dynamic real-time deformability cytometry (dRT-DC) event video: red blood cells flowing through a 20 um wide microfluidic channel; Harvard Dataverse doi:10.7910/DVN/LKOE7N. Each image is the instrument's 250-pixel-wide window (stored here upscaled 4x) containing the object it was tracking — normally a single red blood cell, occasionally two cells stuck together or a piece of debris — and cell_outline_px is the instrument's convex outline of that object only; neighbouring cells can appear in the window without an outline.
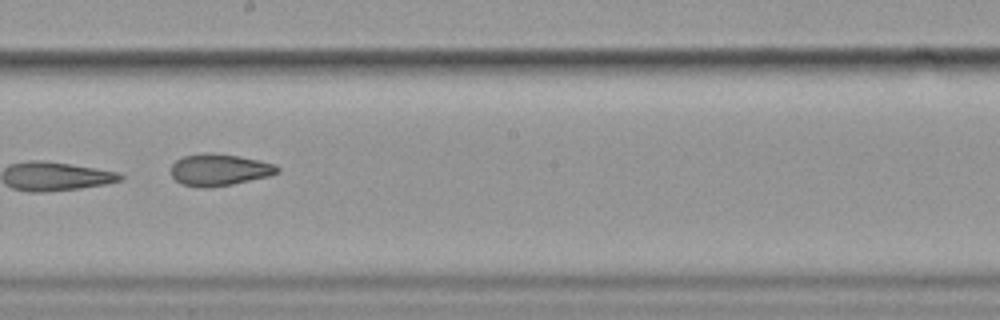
{"species": "common noctule bat (a hibernating species)", "species_latin": "Nyctalus noctula", "temperature_condition": "cold", "stored_images_in_passage": 15, "camera_frame_rate_fps": 3000, "um_per_image_px": 0.085, "animal": {"sex": "female", "body_mass_g": 19.9}, "frame": {"image": 1, "passage_image": 9, "time_ms": 10.333, "image_size_px": [1000, 320], "cell_outline_px": [[280, 172], [268, 176], [232, 184], [180, 184], [172, 176], [172, 164], [176, 160], [184, 156], [204, 152], [212, 152], [260, 160], [276, 164], [280, 168]], "centroid_in_image_um": [18.69, 14.37], "position_along_channel_um": 229.5, "area_um2": 18.96}}